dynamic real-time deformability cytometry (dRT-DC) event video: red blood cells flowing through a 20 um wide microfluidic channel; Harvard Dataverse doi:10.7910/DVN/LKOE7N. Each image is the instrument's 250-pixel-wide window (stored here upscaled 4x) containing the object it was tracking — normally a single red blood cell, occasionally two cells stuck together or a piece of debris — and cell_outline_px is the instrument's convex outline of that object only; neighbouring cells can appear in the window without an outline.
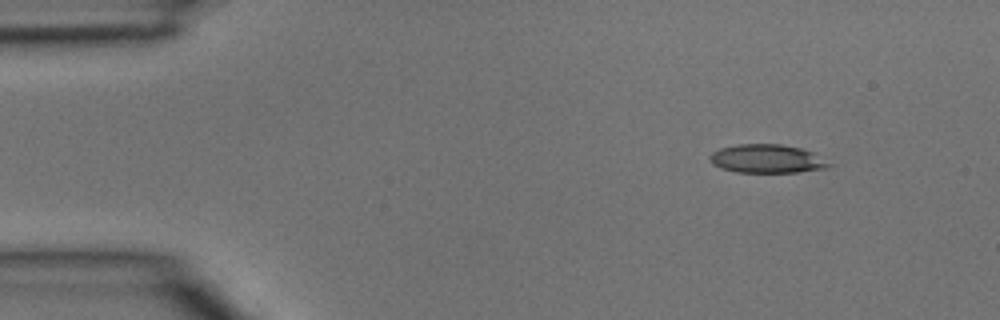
{"species": "common noctule bat (a hibernating species)", "species_latin": "Nyctalus noctula", "temperature_condition": "room temperature", "stored_images_in_passage": 4, "camera_frame_rate_fps": 3000, "um_per_image_px": 0.085, "animal": {"sex": "male", "body_mass_g": 15.6}, "frame": {"image": 1, "passage_image": 2, "time_ms": 0.333, "image_size_px": [1000, 320], "cell_outline_px": [[832, 164], [828, 168], [796, 172], [736, 172], [720, 168], [712, 164], [708, 156], [712, 152], [720, 148], [736, 144], [780, 144], [800, 148], [812, 152]], "centroid_in_image_um": [65.15, 13.49], "position_along_channel_um": 19.8, "area_um2": 19.83}}